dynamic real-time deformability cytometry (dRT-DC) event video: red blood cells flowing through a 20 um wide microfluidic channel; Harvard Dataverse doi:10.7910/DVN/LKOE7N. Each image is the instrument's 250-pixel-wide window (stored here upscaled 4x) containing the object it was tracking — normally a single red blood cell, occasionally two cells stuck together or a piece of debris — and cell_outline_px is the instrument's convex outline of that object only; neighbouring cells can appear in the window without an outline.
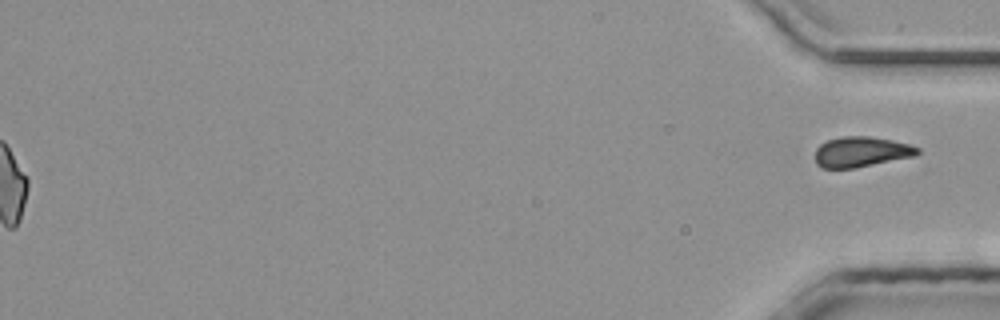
{"species": "common noctule bat (a hibernating species)", "species_latin": "Nyctalus noctula", "temperature_condition": "room temperature", "stored_images_in_passage": 38, "segment_of_instrument_passage": [2, 2], "camera_frame_rate_fps": 3000, "um_per_image_px": 0.085, "animal": {"sex": "male", "body_mass_g": 20.4}, "frame": {"image": 1, "passage_image": 38, "time_ms": 12.333, "image_size_px": [1000, 320], "cell_outline_px": [[920, 152], [916, 156], [856, 168], [820, 168], [816, 164], [816, 148], [820, 144], [828, 140], [840, 136], [868, 136], [892, 140], [908, 144], [920, 148]], "centroid_in_image_um": [73.21, 12.91], "position_along_channel_um": 362.0, "area_um2": 18.26}}